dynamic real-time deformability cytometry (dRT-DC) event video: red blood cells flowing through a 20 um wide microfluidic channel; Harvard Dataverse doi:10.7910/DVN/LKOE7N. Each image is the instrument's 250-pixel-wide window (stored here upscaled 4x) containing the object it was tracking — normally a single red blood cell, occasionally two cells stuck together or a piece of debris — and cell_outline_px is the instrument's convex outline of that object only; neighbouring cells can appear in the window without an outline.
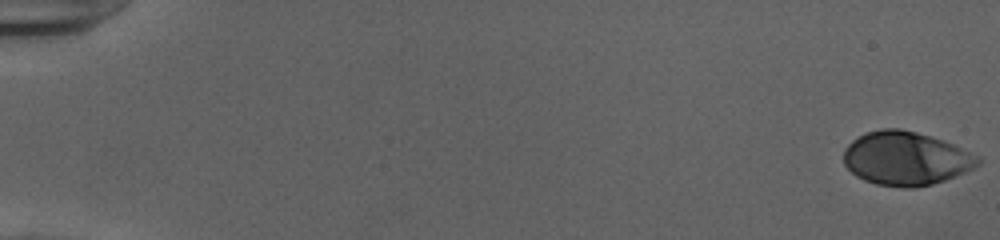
{"species": "human", "species_latin": "Homo sapiens", "temperature_condition": "cold", "stored_images_in_passage": 53, "camera_frame_rate_fps": 3000, "um_per_image_px": 0.085, "donor": {"sex": "female"}, "frame": {"image": 1, "passage_image": 1, "time_ms": 0.0, "image_size_px": [1000, 240], "cell_outline_px": [[980, 164], [964, 172], [944, 180], [932, 184], [912, 188], [904, 188], [876, 184], [864, 180], [856, 176], [844, 164], [844, 148], [852, 140], [864, 132], [880, 128], [900, 128], [916, 132], [944, 140], [980, 156]], "centroid_in_image_um": [76.98, 13.45], "position_along_channel_um": 8.0, "area_um2": 42.14}}
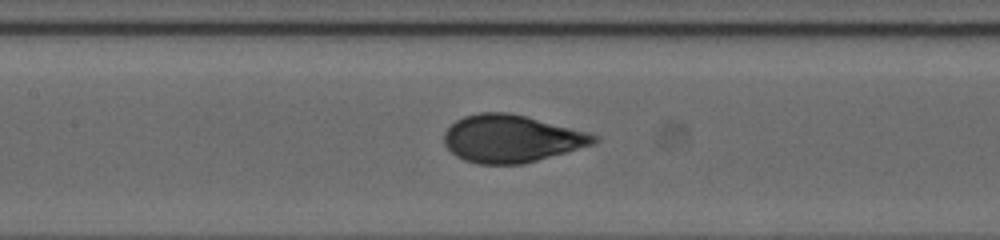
{"frame": {"image": 2, "passage_image": 27, "time_ms": 8.667, "image_size_px": [1000, 240], "cell_outline_px": [[600, 140], [596, 144], [524, 164], [476, 164], [464, 160], [456, 156], [444, 144], [444, 132], [456, 120], [464, 116], [480, 112], [508, 112], [524, 116], [600, 136]], "centroid_in_image_um": [43.46, 11.8], "position_along_channel_um": 163.9, "area_um2": 41.33}}
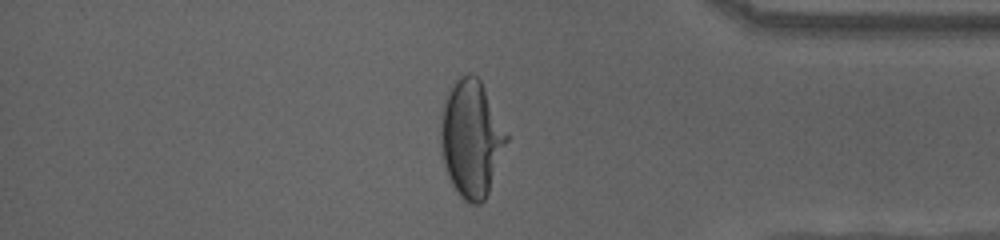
{"frame": {"image": 3, "passage_image": 46, "time_ms": 15.0, "image_size_px": [1000, 240], "cell_outline_px": [[508, 140], [488, 192], [484, 200], [480, 204], [468, 204], [460, 196], [452, 184], [444, 168], [440, 152], [440, 112], [448, 92], [456, 80], [460, 76], [468, 72], [472, 72], [480, 80], [508, 136]], "centroid_in_image_um": [40.02, 11.79], "position_along_channel_um": 395.2, "area_um2": 44.8}, "authors_computed_cell_mechanics": {"area_um2": 41.4426, "velocity_mm_per_s": 3.9333, "shape_relaxation_time_tau1_ms": 4.3091, "shape_relaxation_time_tau2_ms": null, "deformation_change_tau1": 0.2114, "deformation_change_tau2": null}}